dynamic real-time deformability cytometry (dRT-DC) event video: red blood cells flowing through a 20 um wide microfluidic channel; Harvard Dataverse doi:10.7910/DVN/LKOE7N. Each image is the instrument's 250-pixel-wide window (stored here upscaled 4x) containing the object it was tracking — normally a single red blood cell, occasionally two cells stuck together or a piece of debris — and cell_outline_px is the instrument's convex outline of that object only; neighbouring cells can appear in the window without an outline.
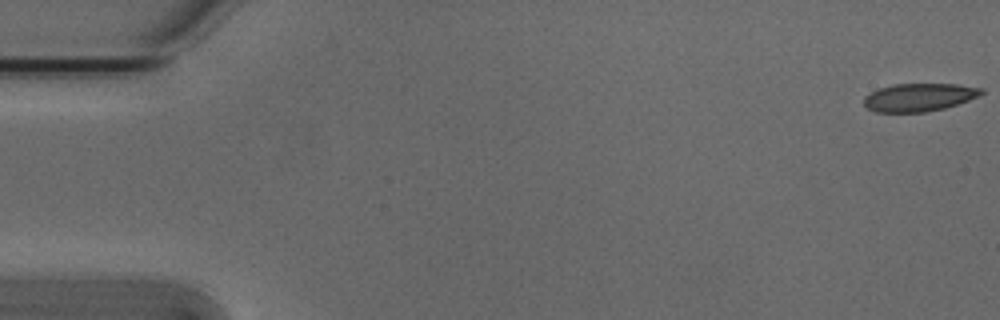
{"species": "Egyptian fruit bat (a non-hibernating species)", "species_latin": "Rousettus aegyptiacus", "temperature_condition": "cold", "stored_images_in_passage": 50, "camera_frame_rate_fps": 3000, "um_per_image_px": 0.085, "animal": {"sex": "male"}, "frame": {"image": 1, "passage_image": 1, "time_ms": 0.0, "image_size_px": [1000, 320], "cell_outline_px": [[984, 92], [980, 96], [944, 108], [924, 112], [876, 112], [868, 108], [864, 104], [864, 96], [880, 88], [892, 84], [956, 84], [984, 88]], "centroid_in_image_um": [78.14, 8.26], "position_along_channel_um": 6.9, "area_um2": 19.07}}
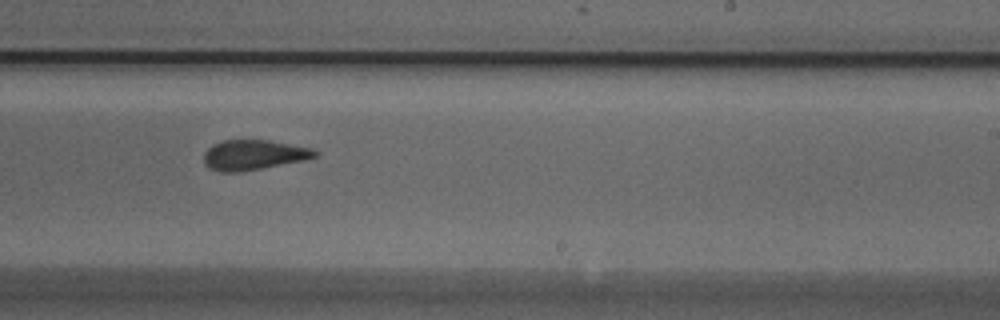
{"frame": {"image": 2, "passage_image": 33, "time_ms": 10.667, "image_size_px": [1000, 320], "cell_outline_px": [[320, 152], [316, 156], [304, 160], [240, 172], [220, 172], [208, 168], [204, 164], [204, 152], [212, 144], [224, 140], [268, 140], [312, 148]], "centroid_in_image_um": [21.53, 13.17], "position_along_channel_um": 267.5, "area_um2": 19.48}}
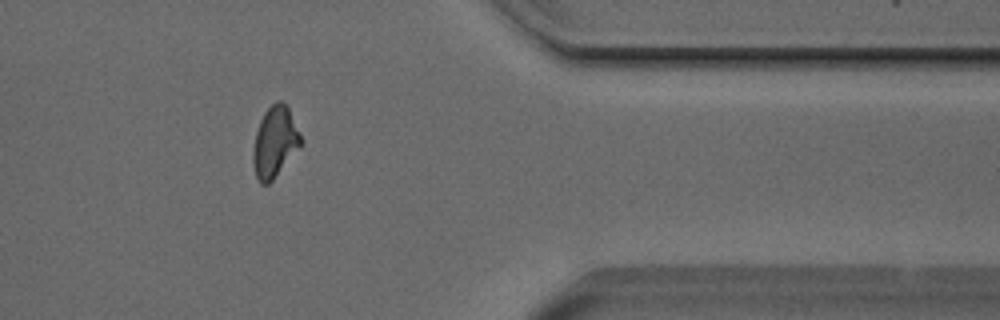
{"frame": {"image": 3, "passage_image": 44, "time_ms": 14.333, "image_size_px": [1000, 320], "cell_outline_px": [[304, 144], [272, 180], [268, 184], [260, 184], [256, 176], [252, 160], [252, 156], [256, 132], [260, 120], [264, 112], [276, 100], [280, 100], [288, 108], [304, 140]], "centroid_in_image_um": [23.39, 12.08], "position_along_channel_um": 388.0, "area_um2": 19.83}, "authors_computed_cell_mechanics": {"area_um2": 20.1433, "velocity_mm_per_s": 3.8316, "shape_relaxation_time_tau1_ms": null, "shape_relaxation_time_tau2_ms": 2.3427, "deformation_change_tau1": null, "deformation_change_tau2": 0.0879}}